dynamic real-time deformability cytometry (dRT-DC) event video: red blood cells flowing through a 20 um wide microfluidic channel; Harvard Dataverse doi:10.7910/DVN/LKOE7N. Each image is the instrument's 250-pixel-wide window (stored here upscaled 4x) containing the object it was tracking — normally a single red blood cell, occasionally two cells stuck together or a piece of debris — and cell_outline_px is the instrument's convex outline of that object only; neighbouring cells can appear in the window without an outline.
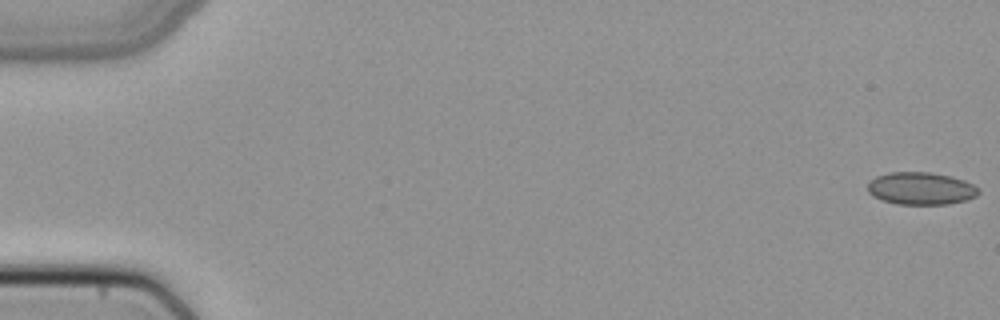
{"species": "common noctule bat (a hibernating species)", "species_latin": "Nyctalus noctula", "temperature_condition": "cold", "stored_images_in_passage": 51, "camera_frame_rate_fps": 3000, "um_per_image_px": 0.085, "animal": {"sex": "female", "body_mass_g": 22.7, "forearm_length_mm": 54.2}, "frame": {"image": 1, "passage_image": 1, "time_ms": 0.0, "image_size_px": [1000, 320], "cell_outline_px": [[980, 192], [976, 196], [968, 200], [948, 204], [896, 204], [872, 196], [868, 192], [868, 180], [876, 176], [888, 172], [932, 172], [952, 176], [964, 180], [972, 184]], "centroid_in_image_um": [78.26, 16.01], "position_along_channel_um": 6.7, "area_um2": 21.15}}